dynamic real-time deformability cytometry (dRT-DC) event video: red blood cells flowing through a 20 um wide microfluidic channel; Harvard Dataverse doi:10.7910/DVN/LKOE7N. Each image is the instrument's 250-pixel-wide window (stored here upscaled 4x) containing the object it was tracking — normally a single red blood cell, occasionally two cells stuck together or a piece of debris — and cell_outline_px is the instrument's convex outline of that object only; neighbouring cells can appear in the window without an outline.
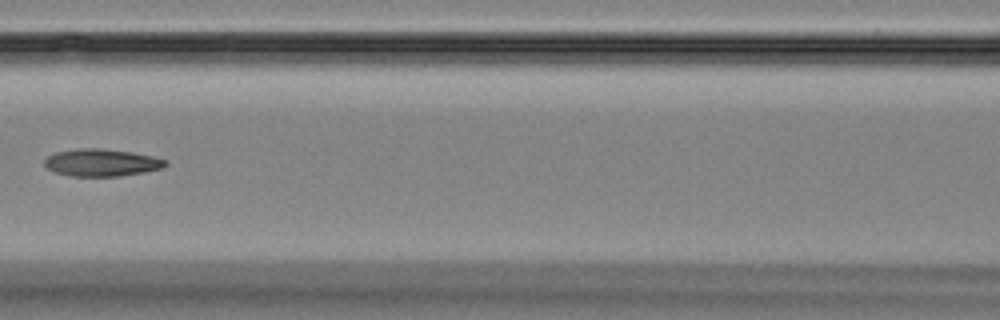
{"species": "Egyptian fruit bat (a non-hibernating species)", "species_latin": "Rousettus aegyptiacus", "temperature_condition": "room temperature", "stored_images_in_passage": 4, "camera_frame_rate_fps": 3000, "um_per_image_px": 0.085, "animal": {"sex": "female"}, "frame": {"image": 1, "passage_image": 4, "time_ms": 3.667, "image_size_px": [1000, 320], "cell_outline_px": [[168, 164], [160, 168], [144, 172], [120, 176], [72, 176], [56, 172], [48, 168], [44, 164], [44, 160], [48, 156], [56, 152], [80, 148], [100, 148], [132, 152], [152, 156], [164, 160]], "centroid_in_image_um": [8.62, 13.82], "position_along_channel_um": 158.0, "area_um2": 19.02}}